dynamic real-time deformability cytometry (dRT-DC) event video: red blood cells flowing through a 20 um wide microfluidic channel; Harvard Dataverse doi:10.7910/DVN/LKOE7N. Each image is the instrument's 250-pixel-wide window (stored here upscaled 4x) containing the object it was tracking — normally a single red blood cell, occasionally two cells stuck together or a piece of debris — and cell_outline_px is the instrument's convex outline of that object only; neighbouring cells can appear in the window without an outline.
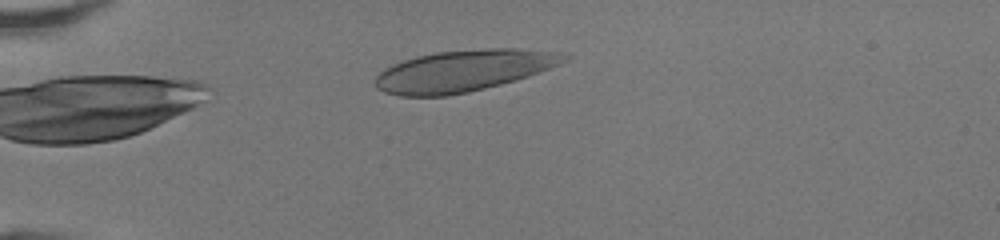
{"species": "human", "species_latin": "Homo sapiens", "temperature_condition": "room temperature", "stored_images_in_passage": 36, "camera_frame_rate_fps": 3000, "um_per_image_px": 0.085, "donor": {"sex": "female"}, "frame": {"image": 1, "passage_image": 1, "time_ms": 0.0, "image_size_px": [1000, 240], "cell_outline_px": [[572, 56], [568, 60], [560, 64], [528, 76], [516, 80], [468, 92], [448, 96], [400, 96], [384, 92], [376, 88], [376, 76], [384, 68], [392, 64], [416, 56], [436, 52], [488, 48], [516, 48], [560, 52]], "centroid_in_image_um": [39.41, 6.01], "position_along_channel_um": 45.6, "area_um2": 45.72}}
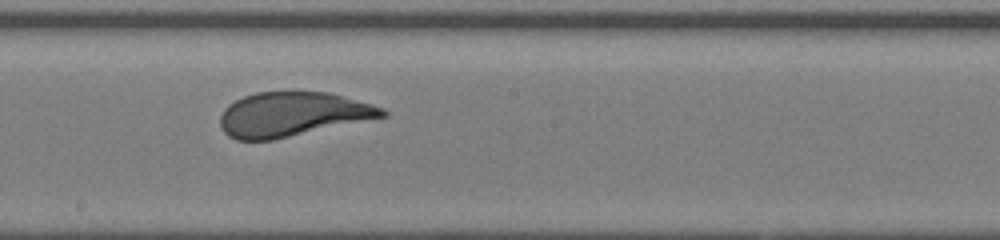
{"frame": {"image": 2, "passage_image": 16, "time_ms": 5.0, "image_size_px": [1000, 240], "cell_outline_px": [[388, 116], [272, 140], [236, 140], [228, 136], [224, 132], [220, 124], [220, 116], [224, 108], [228, 104], [244, 96], [256, 92], [328, 92], [372, 104], [384, 108], [388, 112]], "centroid_in_image_um": [24.85, 9.72], "position_along_channel_um": 223.3, "area_um2": 41.85}}
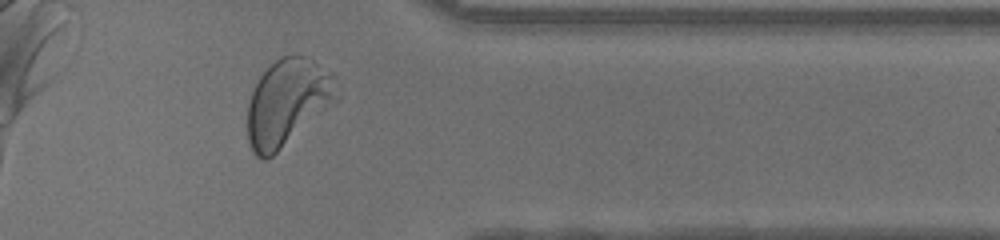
{"frame": {"image": 3, "passage_image": 28, "time_ms": 9.0, "image_size_px": [1000, 240], "cell_outline_px": [[340, 96], [336, 100], [268, 160], [264, 160], [256, 156], [252, 152], [248, 140], [248, 100], [260, 76], [280, 56], [304, 56], [312, 60], [332, 72], [336, 76]], "centroid_in_image_um": [24.45, 8.7], "position_along_channel_um": 387.0, "area_um2": 44.74}, "authors_computed_cell_mechanics": {"area_um2": 43.8124, "velocity_mm_per_s": 4.259, "shape_relaxation_time_tau1_ms": 3.5823, "shape_relaxation_time_tau2_ms": null, "deformation_change_tau1": 0.1805, "deformation_change_tau2": null}}